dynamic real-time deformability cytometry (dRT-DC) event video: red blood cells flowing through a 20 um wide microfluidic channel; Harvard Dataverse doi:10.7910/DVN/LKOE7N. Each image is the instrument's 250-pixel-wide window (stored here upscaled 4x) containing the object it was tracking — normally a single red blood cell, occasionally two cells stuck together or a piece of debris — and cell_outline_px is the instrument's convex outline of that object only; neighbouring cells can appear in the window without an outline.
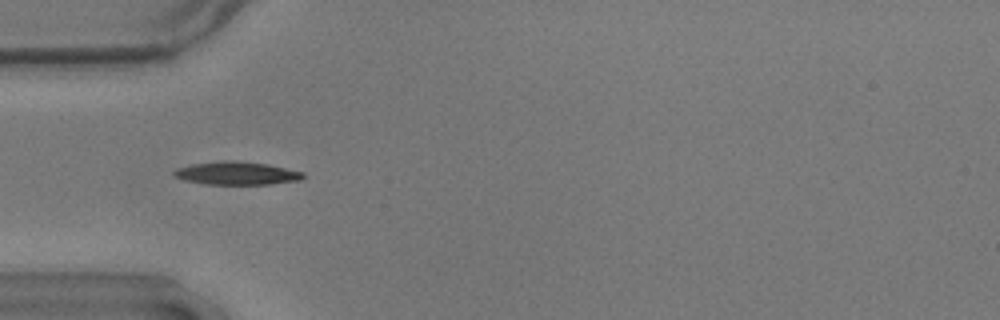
{"species": "common noctule bat (a hibernating species)", "species_latin": "Nyctalus noctula", "temperature_condition": "warm", "stored_images_in_passage": 50, "camera_frame_rate_fps": 3000, "um_per_image_px": 0.085, "animal": {"sex": "male", "body_mass_g": 17.9}, "frame": {"image": 1, "passage_image": 11, "time_ms": 3.333, "image_size_px": [1000, 320], "cell_outline_px": [[304, 176], [300, 180], [268, 184], [208, 184], [184, 180], [172, 176], [172, 172], [176, 168], [192, 164], [228, 160], [232, 160], [268, 164], [304, 172]], "centroid_in_image_um": [20.09, 14.72], "position_along_channel_um": 64.9, "area_um2": 17.28}}
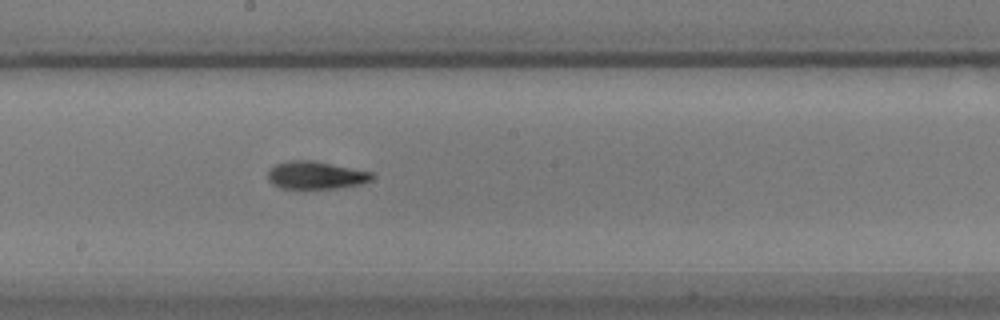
{"frame": {"image": 2, "passage_image": 24, "time_ms": 7.667, "image_size_px": [1000, 320], "cell_outline_px": [[376, 176], [372, 180], [360, 184], [336, 188], [280, 188], [272, 184], [268, 180], [268, 172], [276, 164], [288, 160], [312, 160], [372, 172]], "centroid_in_image_um": [26.85, 14.89], "position_along_channel_um": 221.4, "area_um2": 16.76}}
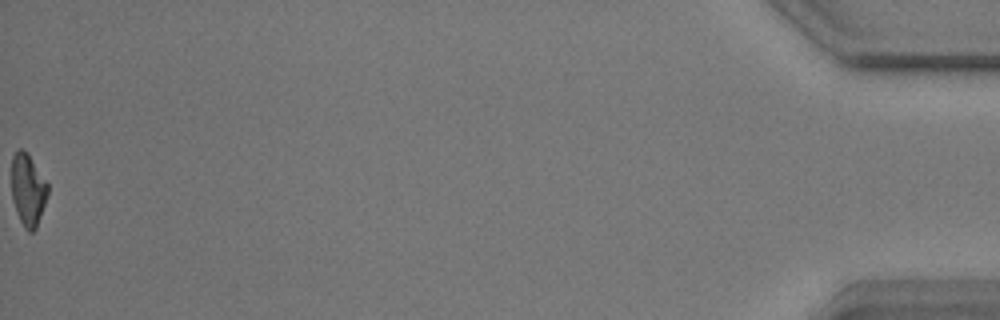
{"frame": {"image": 3, "passage_image": 50, "time_ms": 16.333, "image_size_px": [1000, 320], "cell_outline_px": [[48, 196], [36, 228], [32, 232], [28, 232], [24, 228], [16, 212], [12, 200], [12, 156], [20, 148], [28, 156], [48, 184]], "centroid_in_image_um": [2.37, 16.2], "position_along_channel_um": 432.8, "area_um2": 14.91}, "authors_computed_cell_mechanics": {"area_um2": 16.3863, "velocity_mm_per_s": 3.6052, "shape_relaxation_time_tau1_ms": 3.4197, "shape_relaxation_time_tau2_ms": 3.7871, "deformation_change_tau1": 0.1414, "deformation_change_tau2": 0.1082}}